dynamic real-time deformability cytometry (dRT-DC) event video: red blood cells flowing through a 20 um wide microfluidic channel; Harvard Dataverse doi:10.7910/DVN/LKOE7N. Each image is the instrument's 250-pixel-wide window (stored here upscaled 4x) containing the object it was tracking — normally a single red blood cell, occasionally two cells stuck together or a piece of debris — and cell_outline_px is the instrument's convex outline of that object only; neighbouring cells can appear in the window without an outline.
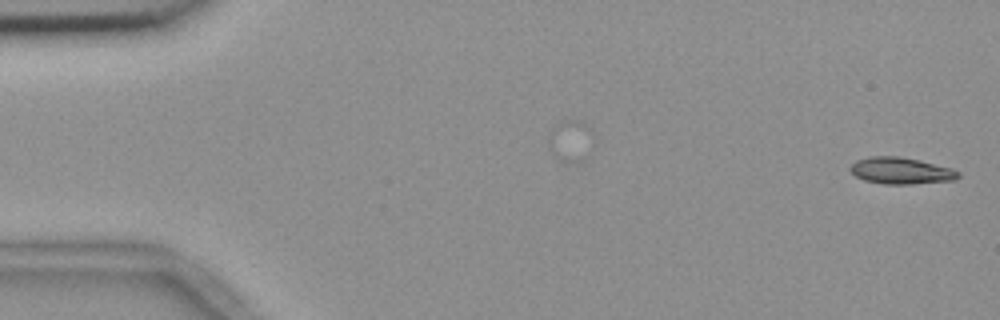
{"species": "common noctule bat (a hibernating species)", "species_latin": "Nyctalus noctula", "temperature_condition": "room temperature", "stored_images_in_passage": 14, "camera_frame_rate_fps": 3000, "um_per_image_px": 0.085, "animal": {"sex": "female", "body_mass_g": 18.4}, "frame": {"image": 1, "passage_image": 1, "time_ms": 0.0, "image_size_px": [1000, 320], "cell_outline_px": [[960, 176], [952, 180], [912, 184], [884, 184], [864, 180], [856, 176], [848, 168], [856, 160], [868, 156], [900, 156], [920, 160], [952, 168], [960, 172]], "centroid_in_image_um": [76.57, 14.5], "position_along_channel_um": 8.4, "area_um2": 16.82}}